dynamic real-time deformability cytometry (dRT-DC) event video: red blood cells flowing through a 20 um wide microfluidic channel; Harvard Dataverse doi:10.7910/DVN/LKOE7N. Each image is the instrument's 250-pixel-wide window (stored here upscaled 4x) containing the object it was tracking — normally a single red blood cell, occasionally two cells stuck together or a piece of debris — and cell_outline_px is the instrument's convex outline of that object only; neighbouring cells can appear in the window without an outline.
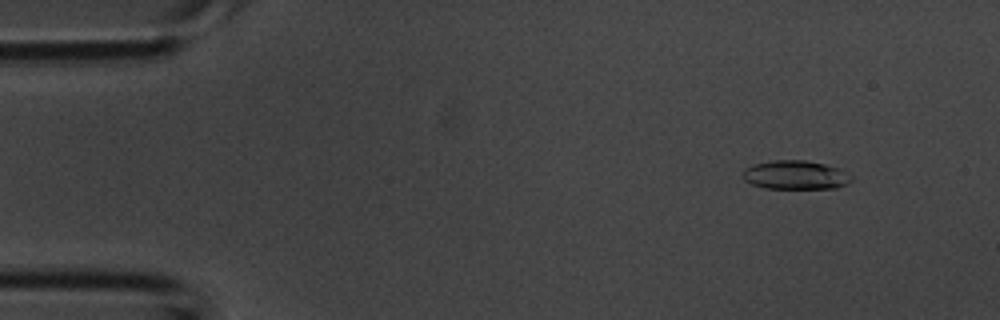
{"species": "common noctule bat (a hibernating species)", "species_latin": "Nyctalus noctula", "temperature_condition": "room temperature", "stored_images_in_passage": 41, "camera_frame_rate_fps": 3000, "um_per_image_px": 0.085, "animal": {"sex": "male", "body_mass_g": 20.1, "forearm_length_mm": 53.5}, "frame": {"image": 1, "passage_image": 4, "time_ms": 1.0, "image_size_px": [1000, 320], "cell_outline_px": [[852, 180], [848, 184], [836, 188], [764, 188], [752, 184], [744, 180], [740, 176], [744, 168], [752, 164], [776, 160], [804, 160], [824, 164], [840, 168], [852, 176]], "centroid_in_image_um": [67.59, 14.87], "position_along_channel_um": 17.4, "area_um2": 18.44}}
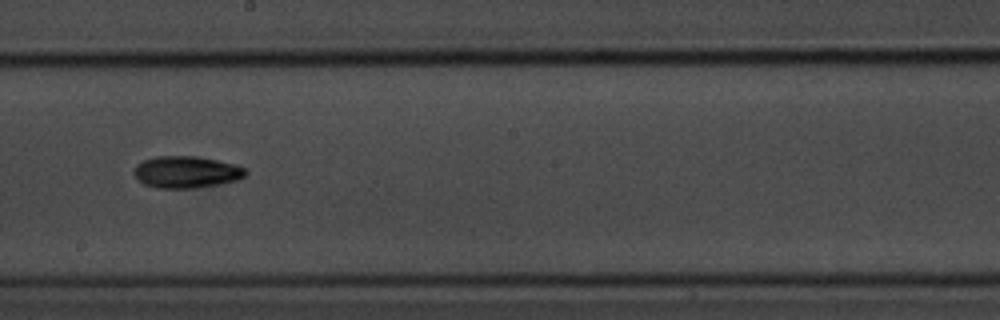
{"frame": {"image": 2, "passage_image": 23, "time_ms": 7.333, "image_size_px": [1000, 320], "cell_outline_px": [[248, 172], [240, 180], [220, 184], [192, 188], [160, 188], [144, 184], [132, 172], [136, 164], [144, 160], [156, 156], [196, 156], [216, 160], [232, 164], [244, 168]], "centroid_in_image_um": [15.84, 14.62], "position_along_channel_um": 232.4, "area_um2": 20.63}}
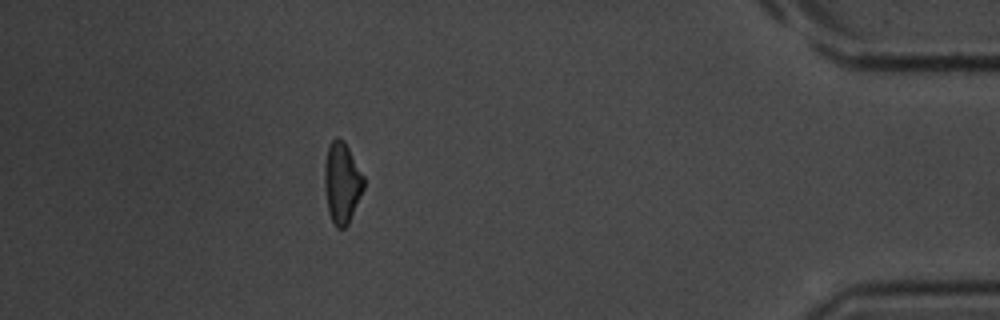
{"frame": {"image": 3, "passage_image": 37, "time_ms": 12.0, "image_size_px": [1000, 320], "cell_outline_px": [[364, 188], [348, 224], [344, 228], [336, 228], [328, 212], [324, 188], [324, 164], [328, 148], [332, 140], [336, 136], [344, 140], [364, 176]], "centroid_in_image_um": [29.05, 15.52], "position_along_channel_um": 406.1, "area_um2": 18.55}}